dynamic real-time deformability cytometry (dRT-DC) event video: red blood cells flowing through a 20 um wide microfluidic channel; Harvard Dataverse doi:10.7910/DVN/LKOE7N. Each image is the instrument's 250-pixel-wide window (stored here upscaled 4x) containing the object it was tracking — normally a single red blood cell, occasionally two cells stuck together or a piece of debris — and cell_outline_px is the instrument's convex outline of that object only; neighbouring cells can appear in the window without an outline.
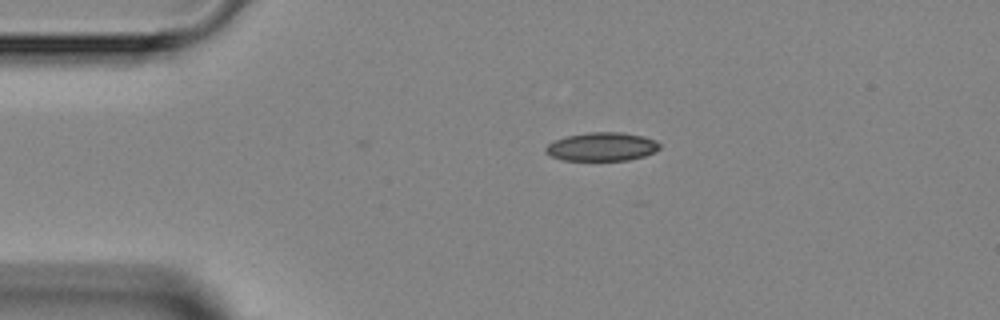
{"species": "Egyptian fruit bat (a non-hibernating species)", "species_latin": "Rousettus aegyptiacus", "temperature_condition": "room temperature", "stored_images_in_passage": 2, "camera_frame_rate_fps": 3000, "um_per_image_px": 0.085, "animal": {"sex": "female"}, "frame": {"image": 1, "passage_image": 1, "time_ms": 0.0, "image_size_px": [1000, 320], "cell_outline_px": [[660, 148], [656, 152], [644, 156], [628, 160], [564, 160], [552, 156], [544, 152], [544, 148], [548, 144], [564, 136], [588, 132], [624, 132], [644, 136], [656, 140], [660, 144]], "centroid_in_image_um": [51.18, 12.46], "position_along_channel_um": 33.8, "area_um2": 19.13}}